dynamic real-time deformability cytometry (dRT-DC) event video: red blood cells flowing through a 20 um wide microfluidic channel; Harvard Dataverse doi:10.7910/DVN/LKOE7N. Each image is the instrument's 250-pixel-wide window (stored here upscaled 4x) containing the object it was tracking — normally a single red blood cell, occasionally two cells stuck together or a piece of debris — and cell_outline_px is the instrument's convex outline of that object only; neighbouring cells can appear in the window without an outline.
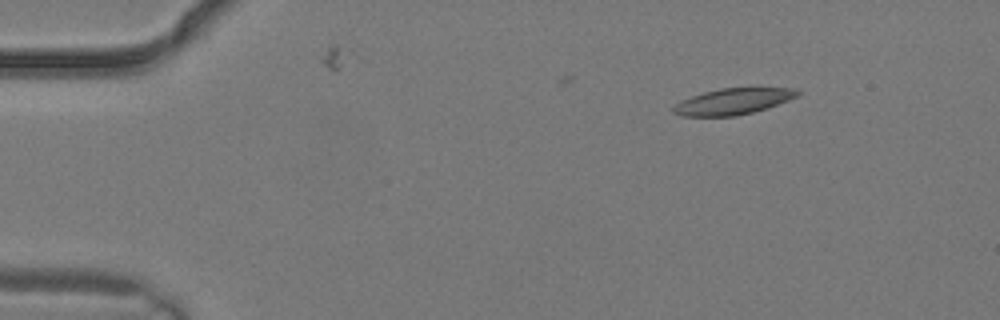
{"species": "common noctule bat (a hibernating species)", "species_latin": "Nyctalus noctula", "temperature_condition": "warm", "stored_images_in_passage": 2, "camera_frame_rate_fps": 3000, "um_per_image_px": 0.085, "animal": {"sex": "male", "body_mass_g": 19.2, "forearm_length_mm": 51.8}, "frame": {"image": 1, "passage_image": 1, "time_ms": 0.0, "image_size_px": [1000, 320], "cell_outline_px": [[800, 92], [796, 96], [788, 100], [752, 112], [736, 116], [680, 116], [672, 112], [672, 108], [680, 100], [704, 92], [720, 88], [796, 88]], "centroid_in_image_um": [62.25, 8.62], "position_along_channel_um": 22.8, "area_um2": 18.67}}